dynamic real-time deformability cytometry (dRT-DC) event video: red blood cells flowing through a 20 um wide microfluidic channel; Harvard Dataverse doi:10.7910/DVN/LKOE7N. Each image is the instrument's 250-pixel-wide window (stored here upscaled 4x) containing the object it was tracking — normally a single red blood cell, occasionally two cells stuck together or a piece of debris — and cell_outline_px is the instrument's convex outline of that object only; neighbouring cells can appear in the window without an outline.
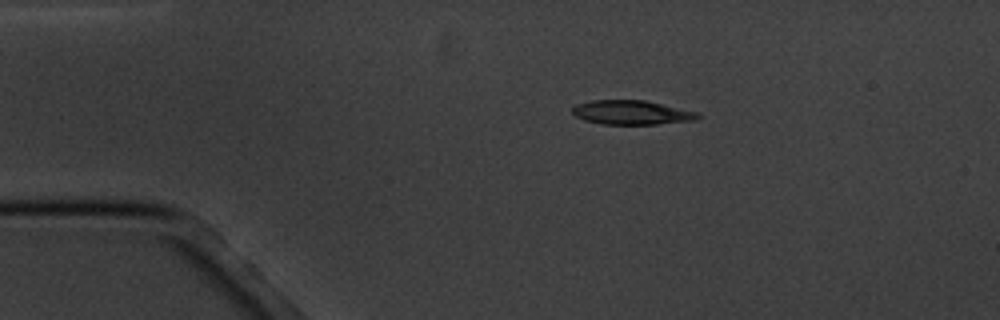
{"species": "common noctule bat (a hibernating species)", "species_latin": "Nyctalus noctula", "temperature_condition": "cold", "stored_images_in_passage": 5, "camera_frame_rate_fps": 3000, "um_per_image_px": 0.085, "animal": {"sex": "male", "body_mass_g": 20.1, "forearm_length_mm": 53.5}, "frame": {"image": 1, "passage_image": 5, "time_ms": 5.333, "image_size_px": [1000, 320], "cell_outline_px": [[704, 116], [696, 120], [656, 124], [604, 124], [584, 120], [576, 116], [572, 112], [572, 108], [576, 104], [592, 100], [644, 100], [696, 112]], "centroid_in_image_um": [53.68, 9.56], "position_along_channel_um": 31.3, "area_um2": 17.57}}